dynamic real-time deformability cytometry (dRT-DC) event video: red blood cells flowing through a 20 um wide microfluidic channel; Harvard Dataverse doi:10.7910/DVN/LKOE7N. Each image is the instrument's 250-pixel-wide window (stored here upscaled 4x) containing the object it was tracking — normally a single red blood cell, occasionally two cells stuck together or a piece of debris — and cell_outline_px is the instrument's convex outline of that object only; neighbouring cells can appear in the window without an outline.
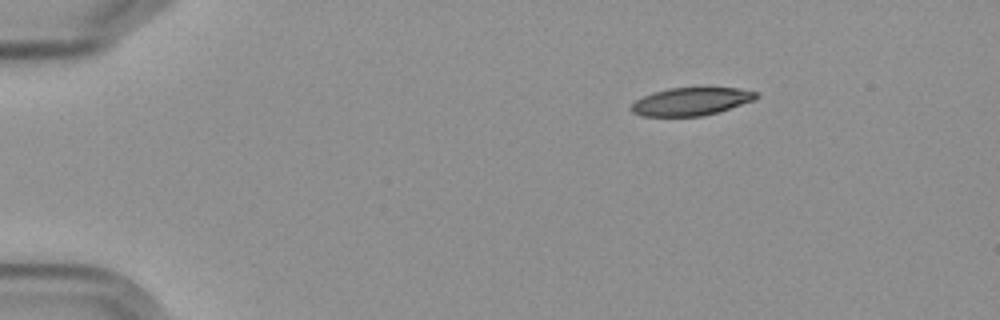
{"species": "Egyptian fruit bat (a non-hibernating species)", "species_latin": "Rousettus aegyptiacus", "temperature_condition": "cold", "stored_images_in_passage": 3, "camera_frame_rate_fps": 3000, "um_per_image_px": 0.085, "frame": {"image": 1, "passage_image": 3, "time_ms": 2.667, "image_size_px": [1000, 320], "cell_outline_px": [[760, 96], [756, 100], [716, 112], [700, 116], [640, 116], [632, 112], [628, 108], [636, 100], [652, 92], [668, 88], [740, 88], [756, 92]], "centroid_in_image_um": [58.73, 8.62], "position_along_channel_um": 26.3, "area_um2": 20.29}}